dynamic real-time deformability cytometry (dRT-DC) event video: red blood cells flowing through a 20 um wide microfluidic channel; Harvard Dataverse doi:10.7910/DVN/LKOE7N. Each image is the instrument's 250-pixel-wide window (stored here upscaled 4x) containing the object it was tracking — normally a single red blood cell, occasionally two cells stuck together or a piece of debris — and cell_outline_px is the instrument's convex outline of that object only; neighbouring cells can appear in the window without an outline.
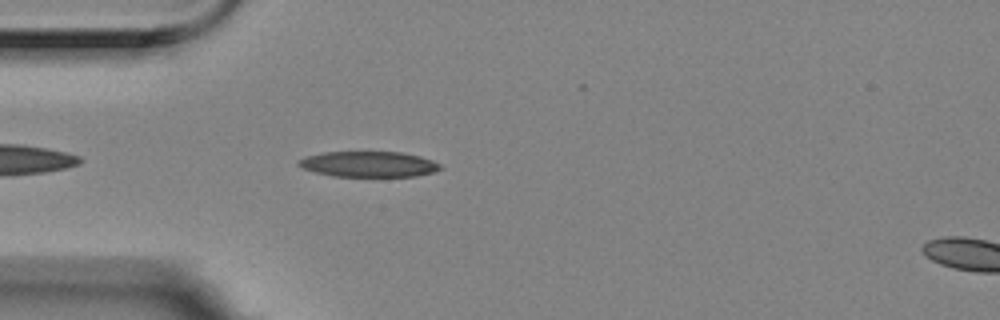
{"species": "Egyptian fruit bat (a non-hibernating species)", "species_latin": "Rousettus aegyptiacus", "temperature_condition": "room temperature", "stored_images_in_passage": 5, "segment_of_instrument_passage": [1, 2], "camera_frame_rate_fps": 3000, "um_per_image_px": 0.085, "animal": {"sex": "female"}, "frame": {"image": 1, "passage_image": 4, "time_ms": 1.0, "image_size_px": [1000, 320], "cell_outline_px": [[444, 168], [432, 172], [416, 176], [332, 176], [316, 172], [304, 168], [296, 164], [300, 160], [308, 156], [324, 152], [400, 152], [420, 156], [432, 160], [440, 164]], "centroid_in_image_um": [31.38, 13.95], "position_along_channel_um": 53.6, "area_um2": 20.92}}